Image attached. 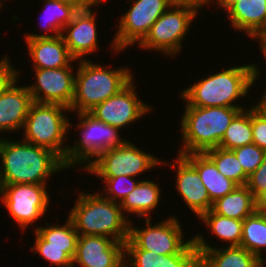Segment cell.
Masks as SVG:
<instances>
[{
	"label": "cell",
	"mask_w": 266,
	"mask_h": 267,
	"mask_svg": "<svg viewBox=\"0 0 266 267\" xmlns=\"http://www.w3.org/2000/svg\"><path fill=\"white\" fill-rule=\"evenodd\" d=\"M171 6H186L199 12V8L210 5L211 0H170Z\"/></svg>",
	"instance_id": "38"
},
{
	"label": "cell",
	"mask_w": 266,
	"mask_h": 267,
	"mask_svg": "<svg viewBox=\"0 0 266 267\" xmlns=\"http://www.w3.org/2000/svg\"><path fill=\"white\" fill-rule=\"evenodd\" d=\"M71 112L60 104L33 102L25 120L22 140L52 150L66 165L68 145L66 141L68 129L73 124L63 112Z\"/></svg>",
	"instance_id": "6"
},
{
	"label": "cell",
	"mask_w": 266,
	"mask_h": 267,
	"mask_svg": "<svg viewBox=\"0 0 266 267\" xmlns=\"http://www.w3.org/2000/svg\"><path fill=\"white\" fill-rule=\"evenodd\" d=\"M177 164V165H176ZM176 190L192 212L198 217L211 210L213 203L196 168L183 156L176 157Z\"/></svg>",
	"instance_id": "17"
},
{
	"label": "cell",
	"mask_w": 266,
	"mask_h": 267,
	"mask_svg": "<svg viewBox=\"0 0 266 267\" xmlns=\"http://www.w3.org/2000/svg\"><path fill=\"white\" fill-rule=\"evenodd\" d=\"M35 232V243L31 250L38 253L56 267H73V259L66 253V248L45 247V240Z\"/></svg>",
	"instance_id": "33"
},
{
	"label": "cell",
	"mask_w": 266,
	"mask_h": 267,
	"mask_svg": "<svg viewBox=\"0 0 266 267\" xmlns=\"http://www.w3.org/2000/svg\"><path fill=\"white\" fill-rule=\"evenodd\" d=\"M239 0H217V5L220 8H224V10H228L232 5H234ZM214 2L211 0V3Z\"/></svg>",
	"instance_id": "41"
},
{
	"label": "cell",
	"mask_w": 266,
	"mask_h": 267,
	"mask_svg": "<svg viewBox=\"0 0 266 267\" xmlns=\"http://www.w3.org/2000/svg\"><path fill=\"white\" fill-rule=\"evenodd\" d=\"M253 143L251 108L241 110L226 129L218 147L233 150L234 148Z\"/></svg>",
	"instance_id": "30"
},
{
	"label": "cell",
	"mask_w": 266,
	"mask_h": 267,
	"mask_svg": "<svg viewBox=\"0 0 266 267\" xmlns=\"http://www.w3.org/2000/svg\"><path fill=\"white\" fill-rule=\"evenodd\" d=\"M73 68H33L36 83L27 86L33 102L60 104L70 109L75 94Z\"/></svg>",
	"instance_id": "14"
},
{
	"label": "cell",
	"mask_w": 266,
	"mask_h": 267,
	"mask_svg": "<svg viewBox=\"0 0 266 267\" xmlns=\"http://www.w3.org/2000/svg\"><path fill=\"white\" fill-rule=\"evenodd\" d=\"M36 227L35 231L45 240V247L66 248V253L74 259L77 248L78 233L72 221L67 218L62 226L48 225Z\"/></svg>",
	"instance_id": "28"
},
{
	"label": "cell",
	"mask_w": 266,
	"mask_h": 267,
	"mask_svg": "<svg viewBox=\"0 0 266 267\" xmlns=\"http://www.w3.org/2000/svg\"><path fill=\"white\" fill-rule=\"evenodd\" d=\"M2 4H4L3 1L2 2L0 1V9L2 8Z\"/></svg>",
	"instance_id": "47"
},
{
	"label": "cell",
	"mask_w": 266,
	"mask_h": 267,
	"mask_svg": "<svg viewBox=\"0 0 266 267\" xmlns=\"http://www.w3.org/2000/svg\"><path fill=\"white\" fill-rule=\"evenodd\" d=\"M17 80L0 94V132L22 129L33 103L27 86L19 87Z\"/></svg>",
	"instance_id": "19"
},
{
	"label": "cell",
	"mask_w": 266,
	"mask_h": 267,
	"mask_svg": "<svg viewBox=\"0 0 266 267\" xmlns=\"http://www.w3.org/2000/svg\"><path fill=\"white\" fill-rule=\"evenodd\" d=\"M258 75L256 64L235 65L186 87L180 97L186 106L245 108L234 102L248 95Z\"/></svg>",
	"instance_id": "2"
},
{
	"label": "cell",
	"mask_w": 266,
	"mask_h": 267,
	"mask_svg": "<svg viewBox=\"0 0 266 267\" xmlns=\"http://www.w3.org/2000/svg\"><path fill=\"white\" fill-rule=\"evenodd\" d=\"M261 261H262V267H265L266 259L264 258V259H262Z\"/></svg>",
	"instance_id": "46"
},
{
	"label": "cell",
	"mask_w": 266,
	"mask_h": 267,
	"mask_svg": "<svg viewBox=\"0 0 266 267\" xmlns=\"http://www.w3.org/2000/svg\"><path fill=\"white\" fill-rule=\"evenodd\" d=\"M105 183V192L107 194L103 197L110 199L114 202L121 203L122 200L131 193L140 180L135 181L134 177H129L126 175H120L118 177H100ZM133 178V179H132ZM118 200V201H117Z\"/></svg>",
	"instance_id": "32"
},
{
	"label": "cell",
	"mask_w": 266,
	"mask_h": 267,
	"mask_svg": "<svg viewBox=\"0 0 266 267\" xmlns=\"http://www.w3.org/2000/svg\"><path fill=\"white\" fill-rule=\"evenodd\" d=\"M164 162L149 152L142 151L127 140L121 146L109 148L100 153L84 168V171L97 175V177H118L120 175L136 177L158 165L168 164Z\"/></svg>",
	"instance_id": "8"
},
{
	"label": "cell",
	"mask_w": 266,
	"mask_h": 267,
	"mask_svg": "<svg viewBox=\"0 0 266 267\" xmlns=\"http://www.w3.org/2000/svg\"><path fill=\"white\" fill-rule=\"evenodd\" d=\"M0 185L46 184L67 166L52 150L23 141L0 138Z\"/></svg>",
	"instance_id": "1"
},
{
	"label": "cell",
	"mask_w": 266,
	"mask_h": 267,
	"mask_svg": "<svg viewBox=\"0 0 266 267\" xmlns=\"http://www.w3.org/2000/svg\"><path fill=\"white\" fill-rule=\"evenodd\" d=\"M78 63L75 94L70 107V111H76V114L89 112L97 104L119 93L134 79L127 67L109 69V66L103 67L89 59L80 60Z\"/></svg>",
	"instance_id": "4"
},
{
	"label": "cell",
	"mask_w": 266,
	"mask_h": 267,
	"mask_svg": "<svg viewBox=\"0 0 266 267\" xmlns=\"http://www.w3.org/2000/svg\"><path fill=\"white\" fill-rule=\"evenodd\" d=\"M47 184L0 185V200L20 229L33 225L47 212L50 203Z\"/></svg>",
	"instance_id": "11"
},
{
	"label": "cell",
	"mask_w": 266,
	"mask_h": 267,
	"mask_svg": "<svg viewBox=\"0 0 266 267\" xmlns=\"http://www.w3.org/2000/svg\"><path fill=\"white\" fill-rule=\"evenodd\" d=\"M253 143L266 152V109L258 102L251 107Z\"/></svg>",
	"instance_id": "35"
},
{
	"label": "cell",
	"mask_w": 266,
	"mask_h": 267,
	"mask_svg": "<svg viewBox=\"0 0 266 267\" xmlns=\"http://www.w3.org/2000/svg\"><path fill=\"white\" fill-rule=\"evenodd\" d=\"M133 3L119 19L111 44L115 53L139 44L155 21L171 6L170 0H134Z\"/></svg>",
	"instance_id": "12"
},
{
	"label": "cell",
	"mask_w": 266,
	"mask_h": 267,
	"mask_svg": "<svg viewBox=\"0 0 266 267\" xmlns=\"http://www.w3.org/2000/svg\"><path fill=\"white\" fill-rule=\"evenodd\" d=\"M146 219L145 228L131 227L129 239L125 242V250H146L158 255L178 254L190 241L184 242V233L179 220L173 216L151 225Z\"/></svg>",
	"instance_id": "10"
},
{
	"label": "cell",
	"mask_w": 266,
	"mask_h": 267,
	"mask_svg": "<svg viewBox=\"0 0 266 267\" xmlns=\"http://www.w3.org/2000/svg\"><path fill=\"white\" fill-rule=\"evenodd\" d=\"M12 66L8 55L0 60V94L19 77L20 71Z\"/></svg>",
	"instance_id": "37"
},
{
	"label": "cell",
	"mask_w": 266,
	"mask_h": 267,
	"mask_svg": "<svg viewBox=\"0 0 266 267\" xmlns=\"http://www.w3.org/2000/svg\"><path fill=\"white\" fill-rule=\"evenodd\" d=\"M199 218L205 226L209 227L211 234H215L223 242H228L226 246H240L243 220L224 217L214 213L212 210L202 214Z\"/></svg>",
	"instance_id": "29"
},
{
	"label": "cell",
	"mask_w": 266,
	"mask_h": 267,
	"mask_svg": "<svg viewBox=\"0 0 266 267\" xmlns=\"http://www.w3.org/2000/svg\"><path fill=\"white\" fill-rule=\"evenodd\" d=\"M135 87L133 79L119 93L97 104L89 113L97 120L119 129L129 126L153 110L152 106L140 100Z\"/></svg>",
	"instance_id": "13"
},
{
	"label": "cell",
	"mask_w": 266,
	"mask_h": 267,
	"mask_svg": "<svg viewBox=\"0 0 266 267\" xmlns=\"http://www.w3.org/2000/svg\"><path fill=\"white\" fill-rule=\"evenodd\" d=\"M99 193L80 192L68 218L79 236L101 235L126 242L131 220L123 213L120 203L104 198Z\"/></svg>",
	"instance_id": "3"
},
{
	"label": "cell",
	"mask_w": 266,
	"mask_h": 267,
	"mask_svg": "<svg viewBox=\"0 0 266 267\" xmlns=\"http://www.w3.org/2000/svg\"><path fill=\"white\" fill-rule=\"evenodd\" d=\"M260 99L259 103L266 109V102L262 98Z\"/></svg>",
	"instance_id": "44"
},
{
	"label": "cell",
	"mask_w": 266,
	"mask_h": 267,
	"mask_svg": "<svg viewBox=\"0 0 266 267\" xmlns=\"http://www.w3.org/2000/svg\"><path fill=\"white\" fill-rule=\"evenodd\" d=\"M198 171L203 185L208 191L211 202L232 192L238 185L223 176L215 163L205 153L183 155Z\"/></svg>",
	"instance_id": "23"
},
{
	"label": "cell",
	"mask_w": 266,
	"mask_h": 267,
	"mask_svg": "<svg viewBox=\"0 0 266 267\" xmlns=\"http://www.w3.org/2000/svg\"><path fill=\"white\" fill-rule=\"evenodd\" d=\"M192 239L201 267H262V261L241 246L215 248L206 243L203 234H197Z\"/></svg>",
	"instance_id": "18"
},
{
	"label": "cell",
	"mask_w": 266,
	"mask_h": 267,
	"mask_svg": "<svg viewBox=\"0 0 266 267\" xmlns=\"http://www.w3.org/2000/svg\"><path fill=\"white\" fill-rule=\"evenodd\" d=\"M261 98L266 102V90Z\"/></svg>",
	"instance_id": "45"
},
{
	"label": "cell",
	"mask_w": 266,
	"mask_h": 267,
	"mask_svg": "<svg viewBox=\"0 0 266 267\" xmlns=\"http://www.w3.org/2000/svg\"><path fill=\"white\" fill-rule=\"evenodd\" d=\"M92 8L78 10L61 34L69 53L78 61L98 49L96 12Z\"/></svg>",
	"instance_id": "16"
},
{
	"label": "cell",
	"mask_w": 266,
	"mask_h": 267,
	"mask_svg": "<svg viewBox=\"0 0 266 267\" xmlns=\"http://www.w3.org/2000/svg\"><path fill=\"white\" fill-rule=\"evenodd\" d=\"M246 108L186 106L181 120L179 155L217 148L234 117Z\"/></svg>",
	"instance_id": "5"
},
{
	"label": "cell",
	"mask_w": 266,
	"mask_h": 267,
	"mask_svg": "<svg viewBox=\"0 0 266 267\" xmlns=\"http://www.w3.org/2000/svg\"><path fill=\"white\" fill-rule=\"evenodd\" d=\"M246 186L255 198L266 189V153L259 167L249 175Z\"/></svg>",
	"instance_id": "36"
},
{
	"label": "cell",
	"mask_w": 266,
	"mask_h": 267,
	"mask_svg": "<svg viewBox=\"0 0 266 267\" xmlns=\"http://www.w3.org/2000/svg\"><path fill=\"white\" fill-rule=\"evenodd\" d=\"M256 210L266 212V189L263 190L256 198Z\"/></svg>",
	"instance_id": "40"
},
{
	"label": "cell",
	"mask_w": 266,
	"mask_h": 267,
	"mask_svg": "<svg viewBox=\"0 0 266 267\" xmlns=\"http://www.w3.org/2000/svg\"><path fill=\"white\" fill-rule=\"evenodd\" d=\"M232 151L248 176L259 167L266 153L254 143L234 148Z\"/></svg>",
	"instance_id": "34"
},
{
	"label": "cell",
	"mask_w": 266,
	"mask_h": 267,
	"mask_svg": "<svg viewBox=\"0 0 266 267\" xmlns=\"http://www.w3.org/2000/svg\"><path fill=\"white\" fill-rule=\"evenodd\" d=\"M34 68L56 69L73 67L77 62L69 53L62 35L25 39Z\"/></svg>",
	"instance_id": "20"
},
{
	"label": "cell",
	"mask_w": 266,
	"mask_h": 267,
	"mask_svg": "<svg viewBox=\"0 0 266 267\" xmlns=\"http://www.w3.org/2000/svg\"><path fill=\"white\" fill-rule=\"evenodd\" d=\"M124 260L125 267H198L199 253L191 239L178 254L158 255L146 250H125Z\"/></svg>",
	"instance_id": "21"
},
{
	"label": "cell",
	"mask_w": 266,
	"mask_h": 267,
	"mask_svg": "<svg viewBox=\"0 0 266 267\" xmlns=\"http://www.w3.org/2000/svg\"><path fill=\"white\" fill-rule=\"evenodd\" d=\"M216 165L217 170L238 186L247 184L249 176L244 172L235 153L220 147L204 152Z\"/></svg>",
	"instance_id": "31"
},
{
	"label": "cell",
	"mask_w": 266,
	"mask_h": 267,
	"mask_svg": "<svg viewBox=\"0 0 266 267\" xmlns=\"http://www.w3.org/2000/svg\"><path fill=\"white\" fill-rule=\"evenodd\" d=\"M253 38L254 40H259V45L261 47L260 51L263 52L262 54L264 55V59L266 60V41L259 34L251 37V39Z\"/></svg>",
	"instance_id": "42"
},
{
	"label": "cell",
	"mask_w": 266,
	"mask_h": 267,
	"mask_svg": "<svg viewBox=\"0 0 266 267\" xmlns=\"http://www.w3.org/2000/svg\"><path fill=\"white\" fill-rule=\"evenodd\" d=\"M161 189L159 184L150 180H140L134 190L129 193L120 203L123 213L149 219V213L157 208L161 201Z\"/></svg>",
	"instance_id": "24"
},
{
	"label": "cell",
	"mask_w": 266,
	"mask_h": 267,
	"mask_svg": "<svg viewBox=\"0 0 266 267\" xmlns=\"http://www.w3.org/2000/svg\"><path fill=\"white\" fill-rule=\"evenodd\" d=\"M59 2L72 5L77 10H85L100 4L102 0H58Z\"/></svg>",
	"instance_id": "39"
},
{
	"label": "cell",
	"mask_w": 266,
	"mask_h": 267,
	"mask_svg": "<svg viewBox=\"0 0 266 267\" xmlns=\"http://www.w3.org/2000/svg\"><path fill=\"white\" fill-rule=\"evenodd\" d=\"M197 15L198 12L190 7L170 6L151 26L138 47L176 56Z\"/></svg>",
	"instance_id": "9"
},
{
	"label": "cell",
	"mask_w": 266,
	"mask_h": 267,
	"mask_svg": "<svg viewBox=\"0 0 266 267\" xmlns=\"http://www.w3.org/2000/svg\"><path fill=\"white\" fill-rule=\"evenodd\" d=\"M240 246L263 259L261 251H266V212L256 210L243 220Z\"/></svg>",
	"instance_id": "27"
},
{
	"label": "cell",
	"mask_w": 266,
	"mask_h": 267,
	"mask_svg": "<svg viewBox=\"0 0 266 267\" xmlns=\"http://www.w3.org/2000/svg\"><path fill=\"white\" fill-rule=\"evenodd\" d=\"M80 121L77 124L81 132L79 141H74L75 145L68 146L66 154V166H82L84 169L100 153L121 146L127 140L120 137V129L97 120L89 112L77 113ZM119 131V132H118Z\"/></svg>",
	"instance_id": "7"
},
{
	"label": "cell",
	"mask_w": 266,
	"mask_h": 267,
	"mask_svg": "<svg viewBox=\"0 0 266 267\" xmlns=\"http://www.w3.org/2000/svg\"><path fill=\"white\" fill-rule=\"evenodd\" d=\"M211 210L221 216L244 220L256 211V199L246 185L213 202Z\"/></svg>",
	"instance_id": "25"
},
{
	"label": "cell",
	"mask_w": 266,
	"mask_h": 267,
	"mask_svg": "<svg viewBox=\"0 0 266 267\" xmlns=\"http://www.w3.org/2000/svg\"><path fill=\"white\" fill-rule=\"evenodd\" d=\"M125 242L101 235L78 237L73 267H125Z\"/></svg>",
	"instance_id": "15"
},
{
	"label": "cell",
	"mask_w": 266,
	"mask_h": 267,
	"mask_svg": "<svg viewBox=\"0 0 266 267\" xmlns=\"http://www.w3.org/2000/svg\"><path fill=\"white\" fill-rule=\"evenodd\" d=\"M44 3V19L46 25H42L44 30L49 33L44 34H25V39H33L38 37H56L63 33L64 27L73 19V16L78 11L72 5L59 2L58 0H43ZM40 19V18H39ZM54 34V35H53Z\"/></svg>",
	"instance_id": "26"
},
{
	"label": "cell",
	"mask_w": 266,
	"mask_h": 267,
	"mask_svg": "<svg viewBox=\"0 0 266 267\" xmlns=\"http://www.w3.org/2000/svg\"><path fill=\"white\" fill-rule=\"evenodd\" d=\"M259 35L266 41V28Z\"/></svg>",
	"instance_id": "43"
},
{
	"label": "cell",
	"mask_w": 266,
	"mask_h": 267,
	"mask_svg": "<svg viewBox=\"0 0 266 267\" xmlns=\"http://www.w3.org/2000/svg\"><path fill=\"white\" fill-rule=\"evenodd\" d=\"M226 12L234 30L244 31L248 37L266 28V0H239Z\"/></svg>",
	"instance_id": "22"
}]
</instances>
